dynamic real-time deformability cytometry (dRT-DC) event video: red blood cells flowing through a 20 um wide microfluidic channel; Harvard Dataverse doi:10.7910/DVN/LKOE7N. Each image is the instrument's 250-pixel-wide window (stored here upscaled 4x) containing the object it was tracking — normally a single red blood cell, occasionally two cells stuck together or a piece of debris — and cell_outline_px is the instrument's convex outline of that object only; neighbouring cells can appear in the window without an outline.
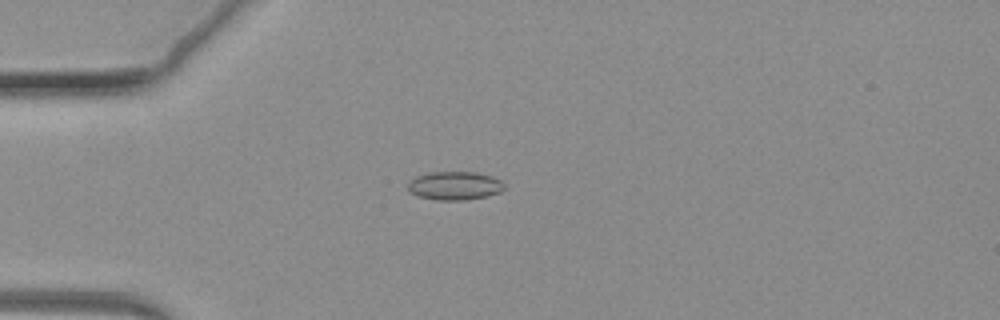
{"species": "common noctule bat (a hibernating species)", "species_latin": "Nyctalus noctula", "temperature_condition": "warm", "stored_images_in_passage": 44, "camera_frame_rate_fps": 3000, "um_per_image_px": 0.085, "animal": {"sex": "female", "body_mass_g": 19.3, "forearm_length_mm": 54.1}, "frame": {"image": 1, "passage_image": 20, "time_ms": 6.333, "image_size_px": [1000, 320], "cell_outline_px": [[504, 188], [500, 192], [488, 196], [464, 200], [436, 200], [416, 196], [408, 192], [408, 180], [416, 176], [428, 172], [476, 172], [492, 176], [500, 180], [504, 184]], "centroid_in_image_um": [38.61, 15.78], "position_along_channel_um": 46.4, "area_um2": 16.24}}
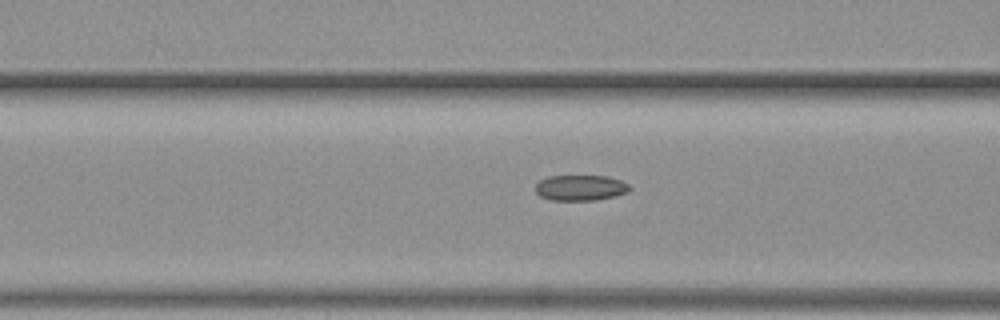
{"frame": {"image": 2, "passage_image": 29, "time_ms": 9.333, "image_size_px": [1000, 320], "cell_outline_px": [[632, 188], [628, 192], [616, 196], [596, 200], [552, 200], [540, 196], [536, 192], [536, 184], [540, 180], [548, 176], [608, 176], [620, 180], [628, 184]], "centroid_in_image_um": [49.36, 15.96], "position_along_channel_um": 117.2, "area_um2": 14.1}}
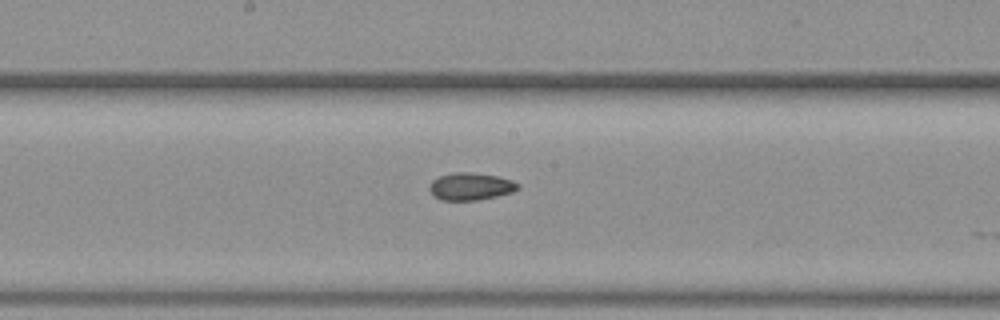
{"frame": {"image": 3, "passage_image": 38, "time_ms": 12.333, "image_size_px": [1000, 320], "cell_outline_px": [[520, 188], [512, 192], [496, 196], [476, 200], [440, 200], [432, 196], [428, 188], [432, 180], [440, 176], [452, 172], [468, 172], [496, 176], [512, 180], [520, 184]], "centroid_in_image_um": [39.97, 15.85], "position_along_channel_um": 208.2, "area_um2": 14.16}}